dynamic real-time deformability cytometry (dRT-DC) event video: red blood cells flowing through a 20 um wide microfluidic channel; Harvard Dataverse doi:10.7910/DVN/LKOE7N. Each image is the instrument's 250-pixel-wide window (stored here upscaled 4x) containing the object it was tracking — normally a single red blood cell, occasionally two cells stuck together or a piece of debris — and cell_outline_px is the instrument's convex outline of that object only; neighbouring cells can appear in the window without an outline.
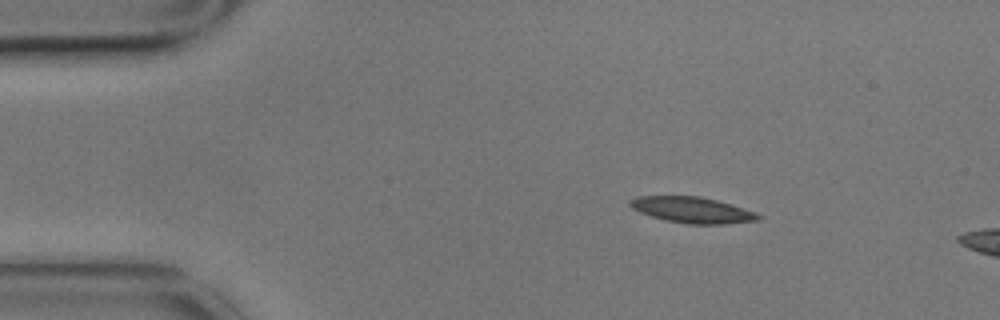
{"species": "common noctule bat (a hibernating species)", "species_latin": "Nyctalus noctula", "temperature_condition": "cold", "stored_images_in_passage": 2, "camera_frame_rate_fps": 3000, "um_per_image_px": 0.085, "animal": {"sex": "male", "body_mass_g": 17.9}, "frame": {"image": 1, "passage_image": 1, "time_ms": 0.0, "image_size_px": [1000, 320], "cell_outline_px": [[764, 216], [760, 220], [724, 224], [688, 224], [664, 220], [640, 212], [632, 208], [628, 204], [628, 200], [636, 196], [700, 196], [716, 200]], "centroid_in_image_um": [58.79, 17.85], "position_along_channel_um": 26.2, "area_um2": 19.25}}